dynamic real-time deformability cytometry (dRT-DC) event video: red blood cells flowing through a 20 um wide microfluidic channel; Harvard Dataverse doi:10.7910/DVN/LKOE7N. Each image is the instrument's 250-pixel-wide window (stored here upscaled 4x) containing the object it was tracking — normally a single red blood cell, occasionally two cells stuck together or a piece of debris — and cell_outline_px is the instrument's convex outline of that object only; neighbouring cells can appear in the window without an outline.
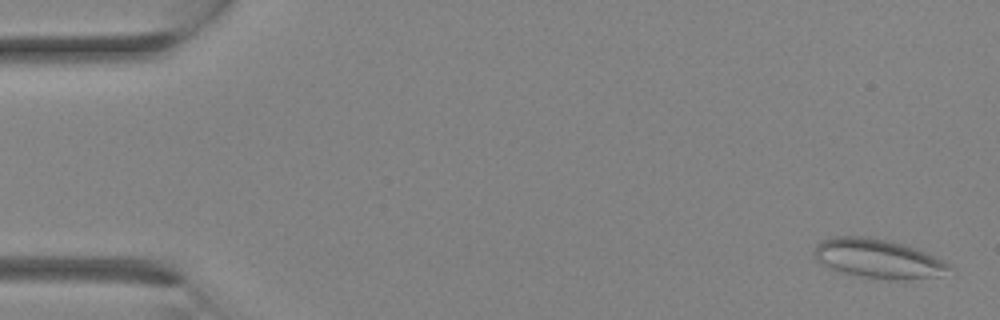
{"species": "Egyptian fruit bat (a non-hibernating species)", "species_latin": "Rousettus aegyptiacus", "temperature_condition": "room temperature", "stored_images_in_passage": 18, "camera_frame_rate_fps": 3000, "um_per_image_px": 0.085, "animal": {"sex": "female"}, "frame": {"image": 1, "passage_image": 1, "time_ms": 0.0, "image_size_px": [1000, 320], "cell_outline_px": [[952, 268], [940, 276], [904, 280], [888, 280], [864, 276], [844, 272], [832, 268], [816, 260], [816, 244], [820, 240], [832, 236], [868, 236], [904, 244], [916, 248], [944, 260]], "centroid_in_image_um": [74.67, 21.97], "position_along_channel_um": 10.3, "area_um2": 30.58}}
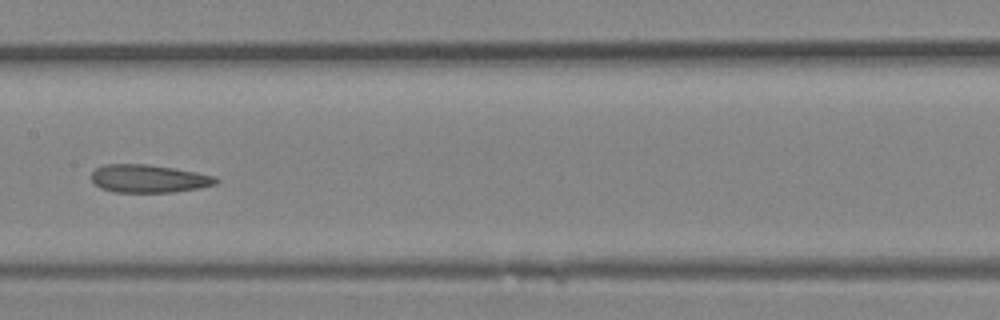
{"frame": {"image": 2, "passage_image": 15, "time_ms": 4.667, "image_size_px": [1000, 320], "cell_outline_px": [[220, 180], [216, 184], [200, 188], [172, 192], [112, 192], [100, 188], [92, 180], [92, 172], [96, 168], [104, 164], [148, 164], [196, 172], [216, 176]], "centroid_in_image_um": [12.65, 15.18], "position_along_channel_um": 194.7, "area_um2": 20.35}}
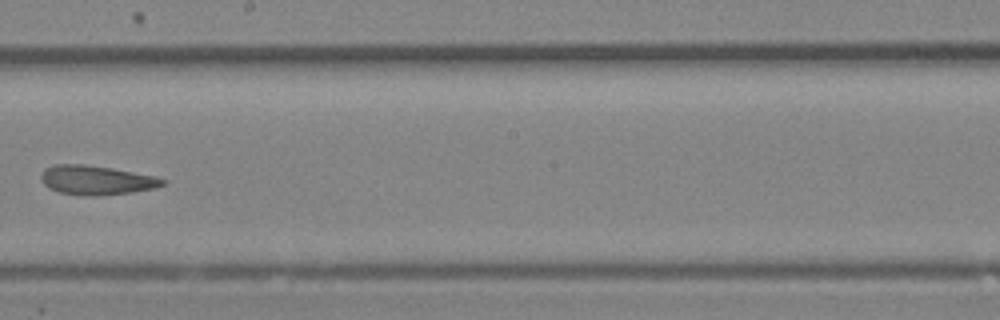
{"frame": {"image": 3, "passage_image": 17, "time_ms": 5.333, "image_size_px": [1000, 320], "cell_outline_px": [[164, 184], [156, 188], [132, 192], [92, 196], [80, 196], [60, 192], [48, 188], [40, 180], [40, 176], [44, 168], [56, 164], [84, 164], [112, 168], [156, 176], [164, 180]], "centroid_in_image_um": [8.15, 15.31], "position_along_channel_um": 240.0, "area_um2": 20.81}}